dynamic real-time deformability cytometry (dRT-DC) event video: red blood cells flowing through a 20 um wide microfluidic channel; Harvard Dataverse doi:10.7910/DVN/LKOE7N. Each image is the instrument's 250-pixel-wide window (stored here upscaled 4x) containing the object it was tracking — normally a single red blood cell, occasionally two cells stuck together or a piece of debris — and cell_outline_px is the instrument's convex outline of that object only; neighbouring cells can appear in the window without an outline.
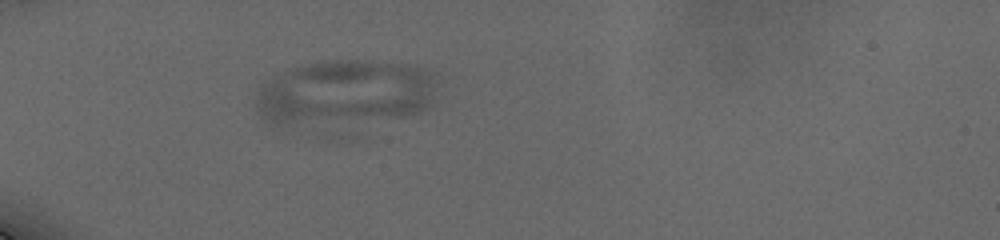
{"species": "human", "species_latin": "Homo sapiens", "temperature_condition": "cold", "stored_images_in_passage": 20, "camera_frame_rate_fps": 3000, "um_per_image_px": 0.085, "donor": {"sex": "male"}, "frame": {"image": 1, "passage_image": 16, "time_ms": 2.333, "image_size_px": [1000, 240], "cell_outline_px": [[440, 96], [428, 108], [404, 116], [288, 124], [276, 124], [264, 120], [260, 116], [256, 108], [256, 96], [260, 84], [272, 76], [288, 68], [304, 64], [324, 60], [372, 60], [416, 64], [436, 72]], "centroid_in_image_um": [29.42, 7.78], "position_along_channel_um": 55.6, "area_um2": 69.59}}